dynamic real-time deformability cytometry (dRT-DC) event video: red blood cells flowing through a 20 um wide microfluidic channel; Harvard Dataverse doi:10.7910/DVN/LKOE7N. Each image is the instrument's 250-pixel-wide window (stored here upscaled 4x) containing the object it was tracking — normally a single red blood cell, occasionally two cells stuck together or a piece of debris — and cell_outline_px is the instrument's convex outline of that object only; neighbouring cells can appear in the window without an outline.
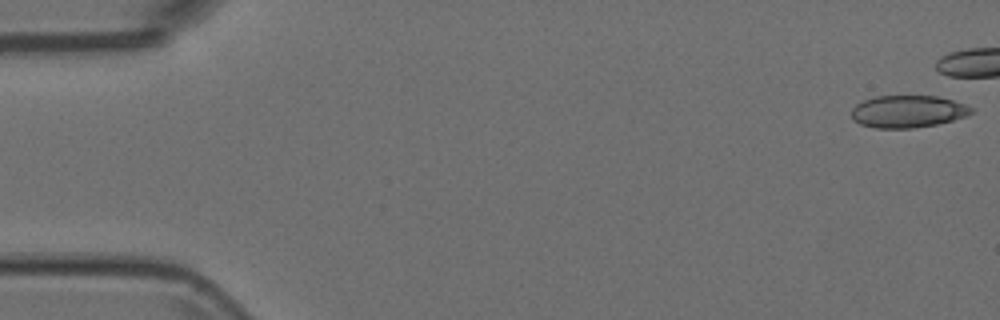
{"species": "Egyptian fruit bat (a non-hibernating species)", "species_latin": "Rousettus aegyptiacus", "temperature_condition": "room temperature", "stored_images_in_passage": 42, "camera_frame_rate_fps": 3000, "um_per_image_px": 0.085, "animal": {"sex": "female"}, "frame": {"image": 1, "passage_image": 1, "time_ms": 0.0, "image_size_px": [1000, 320], "cell_outline_px": [[972, 112], [964, 116], [952, 120], [936, 124], [912, 128], [876, 128], [860, 124], [852, 120], [852, 108], [856, 104], [864, 100], [876, 96], [936, 96], [952, 100], [964, 104], [972, 108]], "centroid_in_image_um": [77.12, 9.47], "position_along_channel_um": 7.9, "area_um2": 22.31}}
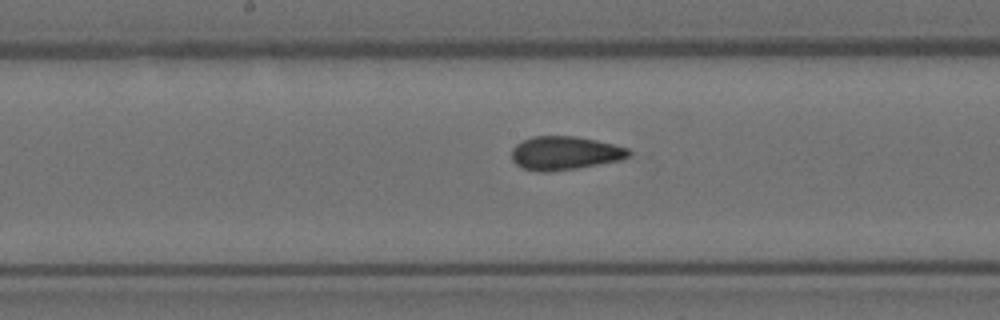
{"frame": {"image": 2, "passage_image": 27, "time_ms": 8.667, "image_size_px": [1000, 320], "cell_outline_px": [[632, 156], [624, 160], [576, 168], [548, 172], [540, 172], [524, 168], [516, 164], [512, 160], [512, 148], [516, 144], [532, 136], [576, 136], [596, 140], [628, 148], [632, 152]], "centroid_in_image_um": [48.05, 13.01], "position_along_channel_um": 200.1, "area_um2": 23.06}}
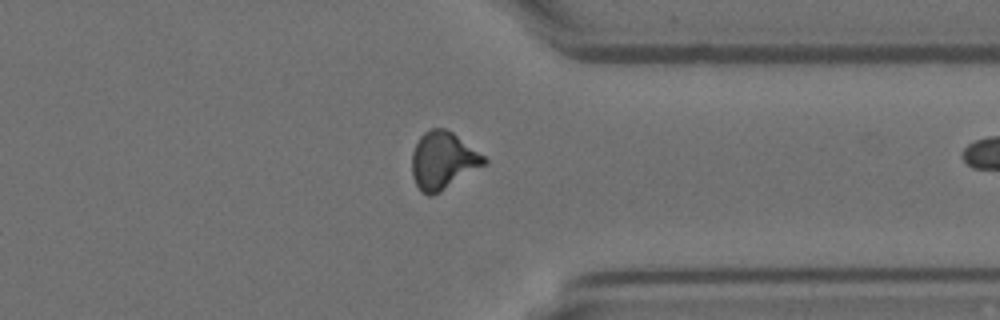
{"frame": {"image": 3, "passage_image": 41, "time_ms": 13.333, "image_size_px": [1000, 320], "cell_outline_px": [[488, 160], [484, 164], [440, 192], [432, 196], [428, 196], [420, 192], [412, 176], [412, 152], [420, 136], [424, 132], [432, 128], [444, 128], [452, 132], [484, 156]], "centroid_in_image_um": [37.6, 13.65], "position_along_channel_um": 373.8, "area_um2": 23.81}}